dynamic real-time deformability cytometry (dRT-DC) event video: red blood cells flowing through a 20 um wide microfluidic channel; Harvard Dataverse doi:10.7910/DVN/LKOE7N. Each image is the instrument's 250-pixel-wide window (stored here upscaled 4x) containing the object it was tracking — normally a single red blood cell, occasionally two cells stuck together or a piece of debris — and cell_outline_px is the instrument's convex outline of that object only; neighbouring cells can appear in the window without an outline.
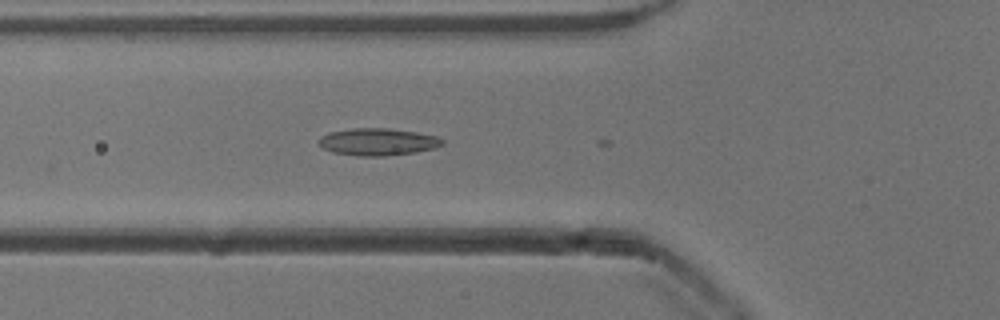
{"species": "common noctule bat (a hibernating species)", "species_latin": "Nyctalus noctula", "temperature_condition": "cold", "stored_images_in_passage": 4, "camera_frame_rate_fps": 3000, "um_per_image_px": 0.085, "animal": {"sex": "male", "body_mass_g": 13.3}, "frame": {"image": 1, "passage_image": 3, "time_ms": 0.667, "image_size_px": [1000, 320], "cell_outline_px": [[444, 144], [436, 148], [416, 152], [388, 156], [360, 156], [332, 152], [324, 148], [316, 140], [320, 136], [328, 132], [352, 128], [388, 128], [416, 132], [436, 136], [444, 140]], "centroid_in_image_um": [32.11, 12.05], "position_along_channel_um": 93.7, "area_um2": 19.77}}